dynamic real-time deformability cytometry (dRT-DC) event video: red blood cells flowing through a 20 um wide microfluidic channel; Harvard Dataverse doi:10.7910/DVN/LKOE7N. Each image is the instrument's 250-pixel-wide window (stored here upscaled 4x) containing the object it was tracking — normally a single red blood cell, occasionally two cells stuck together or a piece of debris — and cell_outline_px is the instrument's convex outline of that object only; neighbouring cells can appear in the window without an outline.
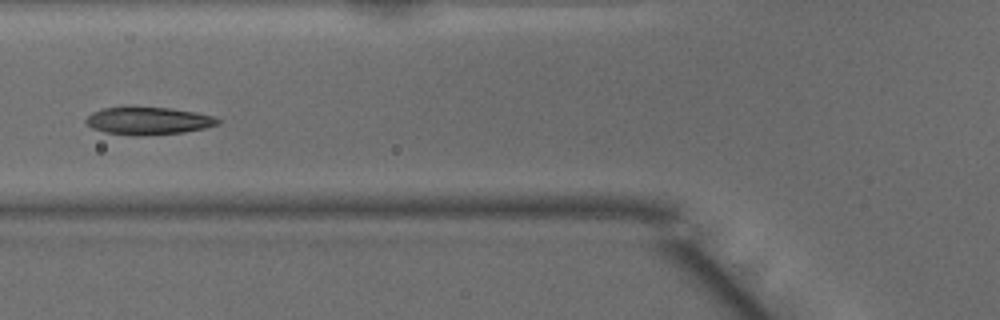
{"species": "common noctule bat (a hibernating species)", "species_latin": "Nyctalus noctula", "temperature_condition": "warm", "stored_images_in_passage": 22, "camera_frame_rate_fps": 3000, "um_per_image_px": 0.085, "animal": {"sex": "male", "body_mass_g": 15.6}, "frame": {"image": 1, "passage_image": 7, "time_ms": 2.0, "image_size_px": [1000, 320], "cell_outline_px": [[220, 124], [204, 128], [184, 132], [140, 136], [132, 136], [104, 132], [92, 128], [84, 120], [92, 112], [104, 108], [124, 104], [168, 108], [196, 112], [216, 116], [220, 120]], "centroid_in_image_um": [12.57, 10.24], "position_along_channel_um": 113.2, "area_um2": 21.96}}
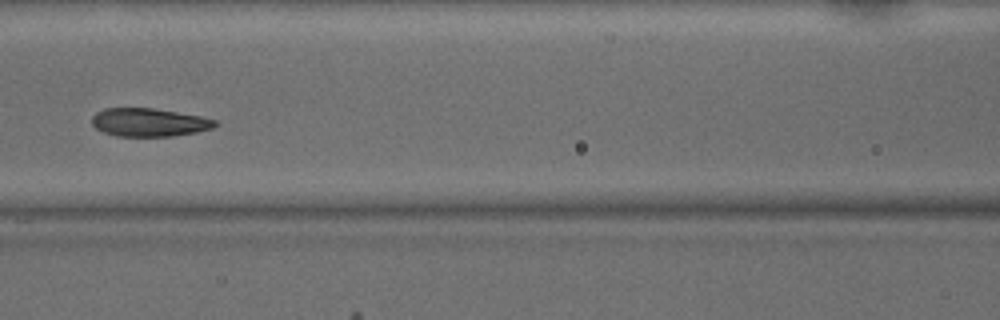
{"frame": {"image": 2, "passage_image": 10, "time_ms": 3.0, "image_size_px": [1000, 320], "cell_outline_px": [[220, 124], [212, 128], [196, 132], [172, 136], [116, 136], [104, 132], [96, 128], [92, 124], [92, 116], [96, 112], [104, 108], [152, 108], [200, 116], [216, 120]], "centroid_in_image_um": [12.67, 10.4], "position_along_channel_um": 153.9, "area_um2": 20.23}}
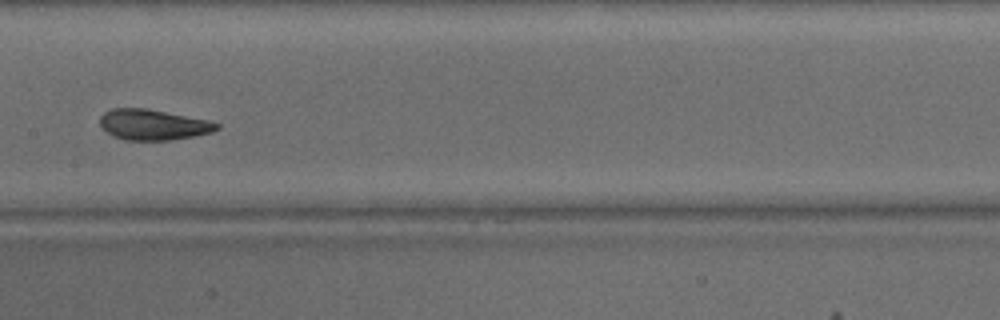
{"frame": {"image": 3, "passage_image": 13, "time_ms": 4.0, "image_size_px": [1000, 320], "cell_outline_px": [[220, 128], [212, 132], [192, 136], [168, 140], [124, 140], [112, 136], [100, 124], [100, 116], [104, 112], [112, 108], [148, 108], [208, 120], [220, 124]], "centroid_in_image_um": [13.01, 10.59], "position_along_channel_um": 194.4, "area_um2": 20.81}}